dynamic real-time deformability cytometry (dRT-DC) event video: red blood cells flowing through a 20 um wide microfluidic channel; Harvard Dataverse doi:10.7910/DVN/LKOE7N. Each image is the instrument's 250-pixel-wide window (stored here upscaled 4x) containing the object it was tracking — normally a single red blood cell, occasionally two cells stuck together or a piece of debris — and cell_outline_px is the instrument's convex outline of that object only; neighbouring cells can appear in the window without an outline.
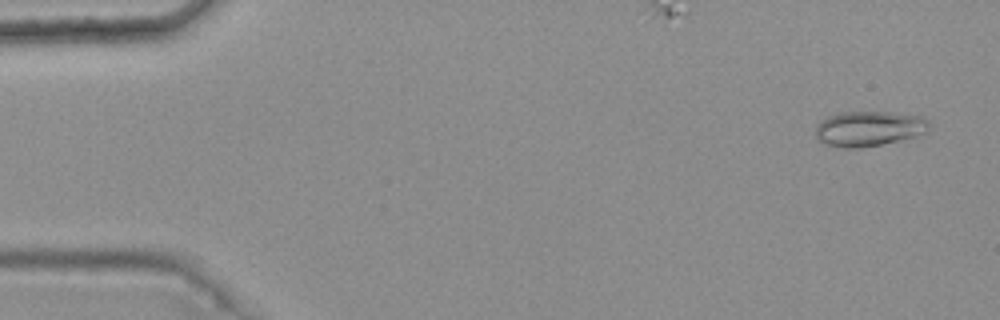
{"species": "common noctule bat (a hibernating species)", "species_latin": "Nyctalus noctula", "temperature_condition": "warm", "stored_images_in_passage": 5, "camera_frame_rate_fps": 3000, "um_per_image_px": 0.085, "animal": {"sex": "female", "body_mass_g": 25.1}, "frame": {"image": 1, "passage_image": 1, "time_ms": 0.0, "image_size_px": [1000, 320], "cell_outline_px": [[928, 132], [916, 136], [900, 140], [860, 148], [844, 148], [824, 144], [816, 136], [816, 124], [820, 120], [828, 116], [840, 112], [892, 112], [924, 116], [928, 120]], "centroid_in_image_um": [73.85, 10.92], "position_along_channel_um": 11.1, "area_um2": 23.41}}